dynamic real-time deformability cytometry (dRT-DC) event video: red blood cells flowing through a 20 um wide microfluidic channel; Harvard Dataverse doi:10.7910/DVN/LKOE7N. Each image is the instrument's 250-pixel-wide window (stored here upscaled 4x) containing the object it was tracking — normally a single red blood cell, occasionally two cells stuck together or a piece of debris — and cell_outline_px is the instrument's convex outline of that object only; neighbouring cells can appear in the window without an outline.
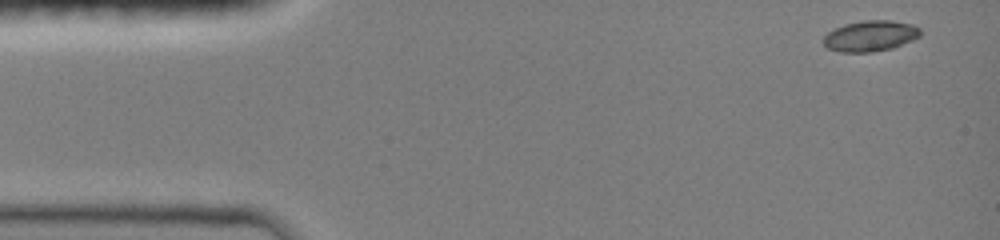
{"species": "common noctule bat (a hibernating species)", "species_latin": "Nyctalus noctula", "temperature_condition": "room temperature", "stored_images_in_passage": 44, "camera_frame_rate_fps": 3000, "um_per_image_px": 0.085, "animal": {"sex": "female", "body_mass_g": 19.0, "forearm_length_mm": 51.5}, "frame": {"image": 1, "passage_image": 1, "time_ms": 0.0, "image_size_px": [1000, 240], "cell_outline_px": [[920, 36], [912, 40], [892, 48], [872, 52], [840, 52], [828, 48], [824, 44], [824, 36], [828, 32], [844, 24], [864, 20], [888, 20], [912, 24], [920, 28]], "centroid_in_image_um": [73.98, 3.05], "position_along_channel_um": 11.0, "area_um2": 17.28}}
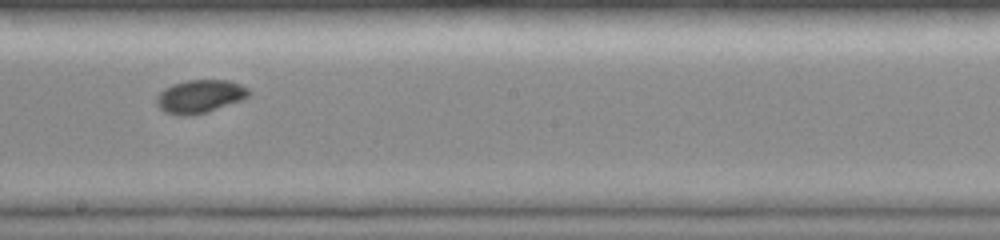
{"frame": {"image": 2, "passage_image": 25, "time_ms": 8.0, "image_size_px": [1000, 240], "cell_outline_px": [[252, 92], [244, 100], [208, 112], [188, 116], [184, 116], [164, 112], [156, 104], [156, 96], [164, 88], [172, 84], [188, 80], [228, 80], [240, 84], [248, 88]], "centroid_in_image_um": [17.01, 8.2], "position_along_channel_um": 231.2, "area_um2": 18.09}}
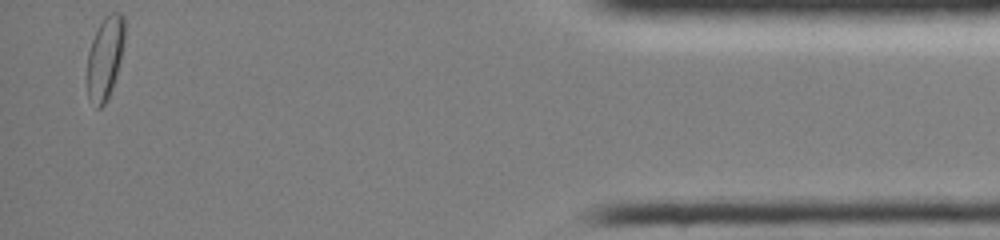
{"frame": {"image": 3, "passage_image": 44, "time_ms": 14.333, "image_size_px": [1000, 240], "cell_outline_px": [[124, 40], [120, 60], [116, 76], [112, 88], [104, 104], [100, 108], [96, 108], [88, 96], [88, 52], [96, 28], [104, 16], [108, 12], [120, 12], [124, 16]], "centroid_in_image_um": [8.93, 4.85], "position_along_channel_um": 426.3, "area_um2": 17.98}, "authors_computed_cell_mechanics": {"area_um2": 17.2533, "velocity_mm_per_s": 4.0559, "shape_relaxation_time_tau1_ms": 3.1494, "shape_relaxation_time_tau2_ms": null, "deformation_change_tau1": 0.0924, "deformation_change_tau2": null}}